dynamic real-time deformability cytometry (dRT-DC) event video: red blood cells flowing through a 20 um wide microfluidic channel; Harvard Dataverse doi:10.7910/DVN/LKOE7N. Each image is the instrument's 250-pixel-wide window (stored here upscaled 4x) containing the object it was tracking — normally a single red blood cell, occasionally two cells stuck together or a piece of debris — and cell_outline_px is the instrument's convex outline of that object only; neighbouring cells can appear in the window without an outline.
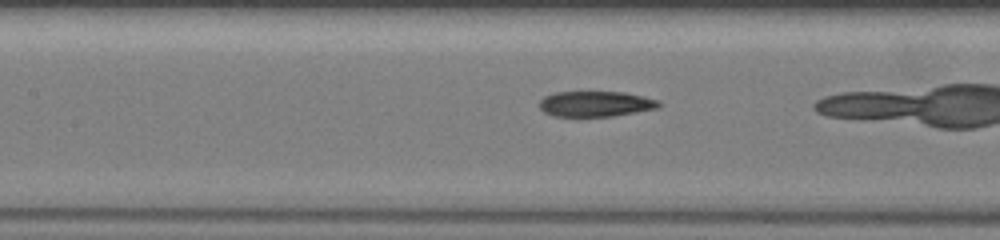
{"species": "common noctule bat (a hibernating species)", "species_latin": "Nyctalus noctula", "temperature_condition": "warm", "stored_images_in_passage": 31, "camera_frame_rate_fps": 3000, "um_per_image_px": 0.085, "animal": {"sex": "female", "body_mass_g": 19.5, "forearm_length_mm": 54.1}, "frame": {"image": 1, "passage_image": 29, "time_ms": 9.333, "image_size_px": [1000, 240], "cell_outline_px": [[660, 108], [612, 116], [576, 120], [552, 116], [544, 112], [540, 108], [540, 100], [544, 96], [556, 92], [624, 92], [656, 100], [660, 104]], "centroid_in_image_um": [50.53, 8.89], "position_along_channel_um": 156.9, "area_um2": 18.44}}